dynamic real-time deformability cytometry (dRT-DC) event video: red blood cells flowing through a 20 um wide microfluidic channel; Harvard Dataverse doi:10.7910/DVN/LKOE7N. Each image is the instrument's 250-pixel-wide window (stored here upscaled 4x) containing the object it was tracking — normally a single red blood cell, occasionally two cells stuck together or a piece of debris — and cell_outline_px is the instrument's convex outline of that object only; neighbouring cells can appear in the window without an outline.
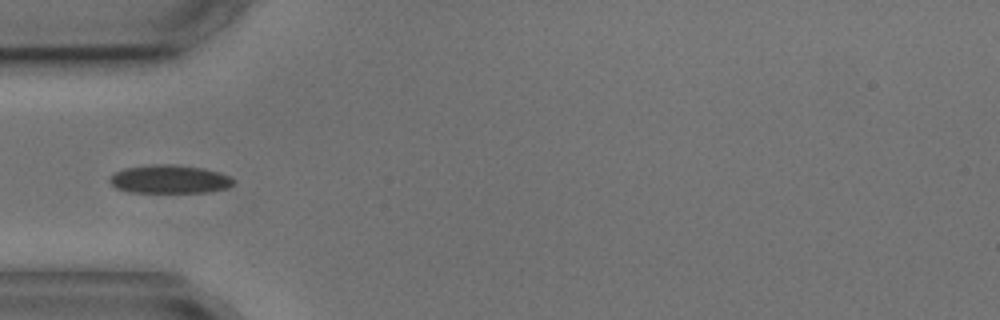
{"species": "common noctule bat (a hibernating species)", "species_latin": "Nyctalus noctula", "temperature_condition": "cold", "stored_images_in_passage": 6, "camera_frame_rate_fps": 3000, "um_per_image_px": 0.085, "animal": {"sex": "male", "body_mass_g": 17.9, "forearm_length_mm": 54.2}, "frame": {"image": 1, "passage_image": 4, "time_ms": 4.333, "image_size_px": [1000, 320], "cell_outline_px": [[236, 180], [228, 188], [208, 192], [132, 192], [116, 188], [108, 180], [108, 176], [124, 168], [156, 164], [172, 164], [204, 168], [220, 172], [232, 176]], "centroid_in_image_um": [14.44, 15.23], "position_along_channel_um": 70.6, "area_um2": 20.63}}